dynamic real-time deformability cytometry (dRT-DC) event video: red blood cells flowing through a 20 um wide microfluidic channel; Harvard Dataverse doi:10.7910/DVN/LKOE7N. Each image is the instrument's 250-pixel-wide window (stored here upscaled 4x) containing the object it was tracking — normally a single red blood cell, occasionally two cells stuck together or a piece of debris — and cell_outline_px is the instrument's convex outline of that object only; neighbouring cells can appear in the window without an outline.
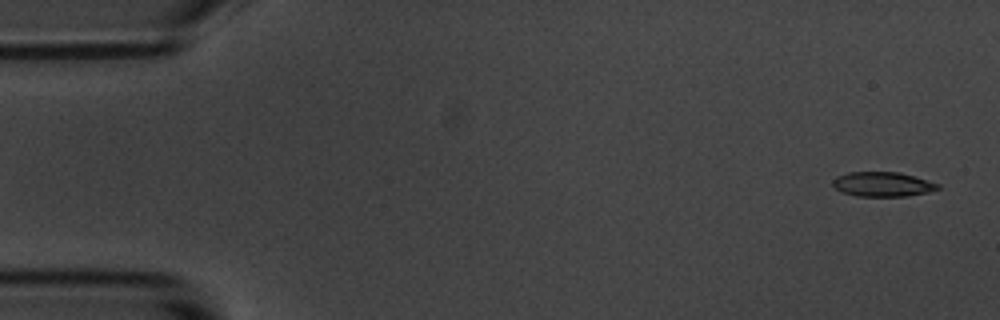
{"species": "common noctule bat (a hibernating species)", "species_latin": "Nyctalus noctula", "temperature_condition": "room temperature", "stored_images_in_passage": 5, "camera_frame_rate_fps": 3000, "um_per_image_px": 0.085, "animal": {"sex": "male", "body_mass_g": 20.1, "forearm_length_mm": 53.5}, "frame": {"image": 1, "passage_image": 1, "time_ms": 0.0, "image_size_px": [1000, 320], "cell_outline_px": [[940, 188], [908, 196], [856, 196], [840, 192], [832, 184], [832, 180], [836, 176], [848, 172], [900, 172], [940, 184]], "centroid_in_image_um": [74.97, 15.65], "position_along_channel_um": 10.0, "area_um2": 15.03}}
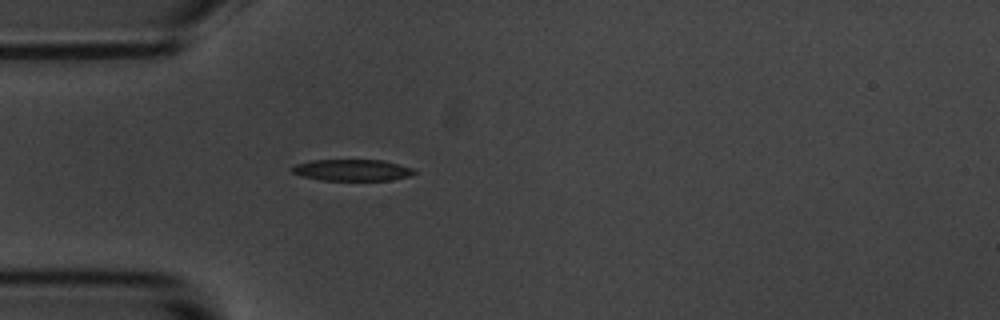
{"frame": {"image": 2, "passage_image": 5, "time_ms": 4.667, "image_size_px": [1000, 320], "cell_outline_px": [[416, 172], [412, 176], [392, 180], [320, 180], [304, 176], [292, 172], [288, 168], [296, 164], [312, 160], [384, 160], [412, 168]], "centroid_in_image_um": [29.94, 14.46], "position_along_channel_um": 55.1, "area_um2": 15.32}}